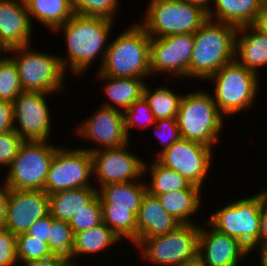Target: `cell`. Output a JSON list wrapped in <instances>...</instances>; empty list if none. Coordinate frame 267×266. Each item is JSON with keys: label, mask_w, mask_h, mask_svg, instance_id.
<instances>
[{"label": "cell", "mask_w": 267, "mask_h": 266, "mask_svg": "<svg viewBox=\"0 0 267 266\" xmlns=\"http://www.w3.org/2000/svg\"><path fill=\"white\" fill-rule=\"evenodd\" d=\"M114 22L101 17L74 14L53 31L55 35L63 32L61 35L64 36L65 52H67L65 56L58 55L67 74L72 72V74L82 77L93 64L95 65V60H99V65L102 66L110 36L114 34V32L111 33L116 24Z\"/></svg>", "instance_id": "cell-1"}, {"label": "cell", "mask_w": 267, "mask_h": 266, "mask_svg": "<svg viewBox=\"0 0 267 266\" xmlns=\"http://www.w3.org/2000/svg\"><path fill=\"white\" fill-rule=\"evenodd\" d=\"M127 28L110 38L103 64L97 71L103 76L149 81L151 37L137 22Z\"/></svg>", "instance_id": "cell-2"}, {"label": "cell", "mask_w": 267, "mask_h": 266, "mask_svg": "<svg viewBox=\"0 0 267 266\" xmlns=\"http://www.w3.org/2000/svg\"><path fill=\"white\" fill-rule=\"evenodd\" d=\"M237 27L208 19L194 32L189 63V80L209 78L225 64L235 60Z\"/></svg>", "instance_id": "cell-3"}, {"label": "cell", "mask_w": 267, "mask_h": 266, "mask_svg": "<svg viewBox=\"0 0 267 266\" xmlns=\"http://www.w3.org/2000/svg\"><path fill=\"white\" fill-rule=\"evenodd\" d=\"M182 139L212 147L218 145L225 127V117L219 112L210 91L197 88L183 93L177 114Z\"/></svg>", "instance_id": "cell-4"}, {"label": "cell", "mask_w": 267, "mask_h": 266, "mask_svg": "<svg viewBox=\"0 0 267 266\" xmlns=\"http://www.w3.org/2000/svg\"><path fill=\"white\" fill-rule=\"evenodd\" d=\"M259 76L233 60L203 82L214 84L211 96L219 112L227 119L255 106L260 89Z\"/></svg>", "instance_id": "cell-5"}, {"label": "cell", "mask_w": 267, "mask_h": 266, "mask_svg": "<svg viewBox=\"0 0 267 266\" xmlns=\"http://www.w3.org/2000/svg\"><path fill=\"white\" fill-rule=\"evenodd\" d=\"M265 202V194L260 190L255 195L243 196L214 209L206 222L220 233L237 238L251 255L258 251L260 256V214Z\"/></svg>", "instance_id": "cell-6"}, {"label": "cell", "mask_w": 267, "mask_h": 266, "mask_svg": "<svg viewBox=\"0 0 267 266\" xmlns=\"http://www.w3.org/2000/svg\"><path fill=\"white\" fill-rule=\"evenodd\" d=\"M31 45L6 52L16 64L23 91L61 94L66 89L67 74L59 55L35 50Z\"/></svg>", "instance_id": "cell-7"}, {"label": "cell", "mask_w": 267, "mask_h": 266, "mask_svg": "<svg viewBox=\"0 0 267 266\" xmlns=\"http://www.w3.org/2000/svg\"><path fill=\"white\" fill-rule=\"evenodd\" d=\"M138 23L150 37L194 33L207 20V12L185 0H149ZM140 21V22H139Z\"/></svg>", "instance_id": "cell-8"}, {"label": "cell", "mask_w": 267, "mask_h": 266, "mask_svg": "<svg viewBox=\"0 0 267 266\" xmlns=\"http://www.w3.org/2000/svg\"><path fill=\"white\" fill-rule=\"evenodd\" d=\"M200 224H181L174 231L141 239L134 247L142 261L153 266H183L198 258Z\"/></svg>", "instance_id": "cell-9"}, {"label": "cell", "mask_w": 267, "mask_h": 266, "mask_svg": "<svg viewBox=\"0 0 267 266\" xmlns=\"http://www.w3.org/2000/svg\"><path fill=\"white\" fill-rule=\"evenodd\" d=\"M51 141H24L7 167L4 183L14 190H44L50 164L60 147Z\"/></svg>", "instance_id": "cell-10"}, {"label": "cell", "mask_w": 267, "mask_h": 266, "mask_svg": "<svg viewBox=\"0 0 267 266\" xmlns=\"http://www.w3.org/2000/svg\"><path fill=\"white\" fill-rule=\"evenodd\" d=\"M91 176L92 157L89 151L78 146H60L50 164L44 191L49 195L68 189L95 188Z\"/></svg>", "instance_id": "cell-11"}, {"label": "cell", "mask_w": 267, "mask_h": 266, "mask_svg": "<svg viewBox=\"0 0 267 266\" xmlns=\"http://www.w3.org/2000/svg\"><path fill=\"white\" fill-rule=\"evenodd\" d=\"M213 152L212 147L181 138L155 159L164 167L177 171L190 184L204 189L207 174L214 164Z\"/></svg>", "instance_id": "cell-12"}, {"label": "cell", "mask_w": 267, "mask_h": 266, "mask_svg": "<svg viewBox=\"0 0 267 266\" xmlns=\"http://www.w3.org/2000/svg\"><path fill=\"white\" fill-rule=\"evenodd\" d=\"M130 145L91 152L92 177L97 190L104 185L139 181L144 177L145 158L130 152Z\"/></svg>", "instance_id": "cell-13"}, {"label": "cell", "mask_w": 267, "mask_h": 266, "mask_svg": "<svg viewBox=\"0 0 267 266\" xmlns=\"http://www.w3.org/2000/svg\"><path fill=\"white\" fill-rule=\"evenodd\" d=\"M50 96L51 93L22 91L14 100V131L24 141H50L53 137L52 113L47 103Z\"/></svg>", "instance_id": "cell-14"}, {"label": "cell", "mask_w": 267, "mask_h": 266, "mask_svg": "<svg viewBox=\"0 0 267 266\" xmlns=\"http://www.w3.org/2000/svg\"><path fill=\"white\" fill-rule=\"evenodd\" d=\"M194 47V33L171 35L164 38L151 37L150 71L156 75L189 80V63ZM163 74V75H162Z\"/></svg>", "instance_id": "cell-15"}, {"label": "cell", "mask_w": 267, "mask_h": 266, "mask_svg": "<svg viewBox=\"0 0 267 266\" xmlns=\"http://www.w3.org/2000/svg\"><path fill=\"white\" fill-rule=\"evenodd\" d=\"M85 118L75 125L73 136L89 140L96 146L81 149L91 153L99 149L118 148L130 143L131 139L125 130L123 112L100 106Z\"/></svg>", "instance_id": "cell-16"}, {"label": "cell", "mask_w": 267, "mask_h": 266, "mask_svg": "<svg viewBox=\"0 0 267 266\" xmlns=\"http://www.w3.org/2000/svg\"><path fill=\"white\" fill-rule=\"evenodd\" d=\"M201 224L198 236V259L206 266H240L243 265L242 261H246L247 256H251L248 248L237 238L220 233L206 221Z\"/></svg>", "instance_id": "cell-17"}, {"label": "cell", "mask_w": 267, "mask_h": 266, "mask_svg": "<svg viewBox=\"0 0 267 266\" xmlns=\"http://www.w3.org/2000/svg\"><path fill=\"white\" fill-rule=\"evenodd\" d=\"M49 213V195L44 190L9 189L4 228L17 236Z\"/></svg>", "instance_id": "cell-18"}, {"label": "cell", "mask_w": 267, "mask_h": 266, "mask_svg": "<svg viewBox=\"0 0 267 266\" xmlns=\"http://www.w3.org/2000/svg\"><path fill=\"white\" fill-rule=\"evenodd\" d=\"M32 27L26 3L0 0V44L6 50L32 44Z\"/></svg>", "instance_id": "cell-19"}, {"label": "cell", "mask_w": 267, "mask_h": 266, "mask_svg": "<svg viewBox=\"0 0 267 266\" xmlns=\"http://www.w3.org/2000/svg\"><path fill=\"white\" fill-rule=\"evenodd\" d=\"M181 223L168 214L157 196L146 192L137 215V243L174 231Z\"/></svg>", "instance_id": "cell-20"}, {"label": "cell", "mask_w": 267, "mask_h": 266, "mask_svg": "<svg viewBox=\"0 0 267 266\" xmlns=\"http://www.w3.org/2000/svg\"><path fill=\"white\" fill-rule=\"evenodd\" d=\"M235 60L259 75L260 70L264 66L267 67V34L252 25L238 27L235 38Z\"/></svg>", "instance_id": "cell-21"}, {"label": "cell", "mask_w": 267, "mask_h": 266, "mask_svg": "<svg viewBox=\"0 0 267 266\" xmlns=\"http://www.w3.org/2000/svg\"><path fill=\"white\" fill-rule=\"evenodd\" d=\"M95 74L98 81L102 80V91L108 99V101L105 99L106 102L104 101L100 106L124 112L143 96V89L147 82L146 79L114 78L103 76L98 71Z\"/></svg>", "instance_id": "cell-22"}, {"label": "cell", "mask_w": 267, "mask_h": 266, "mask_svg": "<svg viewBox=\"0 0 267 266\" xmlns=\"http://www.w3.org/2000/svg\"><path fill=\"white\" fill-rule=\"evenodd\" d=\"M144 178L145 176L139 181L101 186L97 190L101 208H129L138 215L141 201L147 192Z\"/></svg>", "instance_id": "cell-23"}, {"label": "cell", "mask_w": 267, "mask_h": 266, "mask_svg": "<svg viewBox=\"0 0 267 266\" xmlns=\"http://www.w3.org/2000/svg\"><path fill=\"white\" fill-rule=\"evenodd\" d=\"M154 196H157L164 210L181 224H199L192 218L198 210H202L200 208L203 206V197L200 187L191 185L188 189Z\"/></svg>", "instance_id": "cell-24"}, {"label": "cell", "mask_w": 267, "mask_h": 266, "mask_svg": "<svg viewBox=\"0 0 267 266\" xmlns=\"http://www.w3.org/2000/svg\"><path fill=\"white\" fill-rule=\"evenodd\" d=\"M121 241L122 240L103 222L93 228L76 233L72 251V266H80V264L77 263L80 257L82 259L84 255L94 257L97 256L95 254L101 252L107 253L108 249L112 246L116 247V245H120L119 242Z\"/></svg>", "instance_id": "cell-25"}, {"label": "cell", "mask_w": 267, "mask_h": 266, "mask_svg": "<svg viewBox=\"0 0 267 266\" xmlns=\"http://www.w3.org/2000/svg\"><path fill=\"white\" fill-rule=\"evenodd\" d=\"M263 0H214L208 19L242 27L251 25Z\"/></svg>", "instance_id": "cell-26"}, {"label": "cell", "mask_w": 267, "mask_h": 266, "mask_svg": "<svg viewBox=\"0 0 267 266\" xmlns=\"http://www.w3.org/2000/svg\"><path fill=\"white\" fill-rule=\"evenodd\" d=\"M25 3L32 26L36 20L52 33L74 15L72 0H27Z\"/></svg>", "instance_id": "cell-27"}, {"label": "cell", "mask_w": 267, "mask_h": 266, "mask_svg": "<svg viewBox=\"0 0 267 266\" xmlns=\"http://www.w3.org/2000/svg\"><path fill=\"white\" fill-rule=\"evenodd\" d=\"M97 195L96 188H76L49 194L50 215L70 222Z\"/></svg>", "instance_id": "cell-28"}, {"label": "cell", "mask_w": 267, "mask_h": 266, "mask_svg": "<svg viewBox=\"0 0 267 266\" xmlns=\"http://www.w3.org/2000/svg\"><path fill=\"white\" fill-rule=\"evenodd\" d=\"M147 163V160H145L144 175L148 174L149 177L147 178L149 180H144L147 182V192L151 195H161L168 192L188 189L192 185L177 171L164 167L155 158L150 163Z\"/></svg>", "instance_id": "cell-29"}, {"label": "cell", "mask_w": 267, "mask_h": 266, "mask_svg": "<svg viewBox=\"0 0 267 266\" xmlns=\"http://www.w3.org/2000/svg\"><path fill=\"white\" fill-rule=\"evenodd\" d=\"M149 85V82H146L143 96L148 101L155 120L177 118L182 92L179 94L173 91L169 85L157 86L155 89Z\"/></svg>", "instance_id": "cell-30"}, {"label": "cell", "mask_w": 267, "mask_h": 266, "mask_svg": "<svg viewBox=\"0 0 267 266\" xmlns=\"http://www.w3.org/2000/svg\"><path fill=\"white\" fill-rule=\"evenodd\" d=\"M102 220L122 241L137 244V215L129 208H102Z\"/></svg>", "instance_id": "cell-31"}, {"label": "cell", "mask_w": 267, "mask_h": 266, "mask_svg": "<svg viewBox=\"0 0 267 266\" xmlns=\"http://www.w3.org/2000/svg\"><path fill=\"white\" fill-rule=\"evenodd\" d=\"M74 238L75 235L69 222L52 217L47 244L54 255L60 256L67 261L68 266H72Z\"/></svg>", "instance_id": "cell-32"}, {"label": "cell", "mask_w": 267, "mask_h": 266, "mask_svg": "<svg viewBox=\"0 0 267 266\" xmlns=\"http://www.w3.org/2000/svg\"><path fill=\"white\" fill-rule=\"evenodd\" d=\"M120 0H72V10L76 15L101 17L117 21L121 8ZM117 15V16H116Z\"/></svg>", "instance_id": "cell-33"}, {"label": "cell", "mask_w": 267, "mask_h": 266, "mask_svg": "<svg viewBox=\"0 0 267 266\" xmlns=\"http://www.w3.org/2000/svg\"><path fill=\"white\" fill-rule=\"evenodd\" d=\"M22 91L16 64L4 54L0 59V100L13 103Z\"/></svg>", "instance_id": "cell-34"}, {"label": "cell", "mask_w": 267, "mask_h": 266, "mask_svg": "<svg viewBox=\"0 0 267 266\" xmlns=\"http://www.w3.org/2000/svg\"><path fill=\"white\" fill-rule=\"evenodd\" d=\"M124 125L128 137L131 139V129L139 130L151 128L156 120L149 107L148 101L142 96L123 112Z\"/></svg>", "instance_id": "cell-35"}, {"label": "cell", "mask_w": 267, "mask_h": 266, "mask_svg": "<svg viewBox=\"0 0 267 266\" xmlns=\"http://www.w3.org/2000/svg\"><path fill=\"white\" fill-rule=\"evenodd\" d=\"M18 264L54 256L47 242L22 233L16 236Z\"/></svg>", "instance_id": "cell-36"}, {"label": "cell", "mask_w": 267, "mask_h": 266, "mask_svg": "<svg viewBox=\"0 0 267 266\" xmlns=\"http://www.w3.org/2000/svg\"><path fill=\"white\" fill-rule=\"evenodd\" d=\"M103 222L102 208L98 194L69 222L74 235L84 230L93 228Z\"/></svg>", "instance_id": "cell-37"}, {"label": "cell", "mask_w": 267, "mask_h": 266, "mask_svg": "<svg viewBox=\"0 0 267 266\" xmlns=\"http://www.w3.org/2000/svg\"><path fill=\"white\" fill-rule=\"evenodd\" d=\"M151 128L154 130V135L160 140L158 145L161 149L156 152L157 156L181 139L176 118L156 120Z\"/></svg>", "instance_id": "cell-38"}, {"label": "cell", "mask_w": 267, "mask_h": 266, "mask_svg": "<svg viewBox=\"0 0 267 266\" xmlns=\"http://www.w3.org/2000/svg\"><path fill=\"white\" fill-rule=\"evenodd\" d=\"M24 140L13 130L0 133V168L8 167L14 160Z\"/></svg>", "instance_id": "cell-39"}, {"label": "cell", "mask_w": 267, "mask_h": 266, "mask_svg": "<svg viewBox=\"0 0 267 266\" xmlns=\"http://www.w3.org/2000/svg\"><path fill=\"white\" fill-rule=\"evenodd\" d=\"M0 266H19L16 235L5 228H0Z\"/></svg>", "instance_id": "cell-40"}, {"label": "cell", "mask_w": 267, "mask_h": 266, "mask_svg": "<svg viewBox=\"0 0 267 266\" xmlns=\"http://www.w3.org/2000/svg\"><path fill=\"white\" fill-rule=\"evenodd\" d=\"M52 224L50 213L34 222L26 232L29 236L47 242Z\"/></svg>", "instance_id": "cell-41"}, {"label": "cell", "mask_w": 267, "mask_h": 266, "mask_svg": "<svg viewBox=\"0 0 267 266\" xmlns=\"http://www.w3.org/2000/svg\"><path fill=\"white\" fill-rule=\"evenodd\" d=\"M14 130V107L9 101L0 100V133Z\"/></svg>", "instance_id": "cell-42"}, {"label": "cell", "mask_w": 267, "mask_h": 266, "mask_svg": "<svg viewBox=\"0 0 267 266\" xmlns=\"http://www.w3.org/2000/svg\"><path fill=\"white\" fill-rule=\"evenodd\" d=\"M260 255H267V202L262 205L260 214Z\"/></svg>", "instance_id": "cell-43"}, {"label": "cell", "mask_w": 267, "mask_h": 266, "mask_svg": "<svg viewBox=\"0 0 267 266\" xmlns=\"http://www.w3.org/2000/svg\"><path fill=\"white\" fill-rule=\"evenodd\" d=\"M20 266H68L67 261L57 255L45 259L21 262Z\"/></svg>", "instance_id": "cell-44"}, {"label": "cell", "mask_w": 267, "mask_h": 266, "mask_svg": "<svg viewBox=\"0 0 267 266\" xmlns=\"http://www.w3.org/2000/svg\"><path fill=\"white\" fill-rule=\"evenodd\" d=\"M259 31L267 34V0H263L254 22L251 24Z\"/></svg>", "instance_id": "cell-45"}, {"label": "cell", "mask_w": 267, "mask_h": 266, "mask_svg": "<svg viewBox=\"0 0 267 266\" xmlns=\"http://www.w3.org/2000/svg\"><path fill=\"white\" fill-rule=\"evenodd\" d=\"M9 188L6 184L2 183L0 185V228H4L6 222L7 214V202H8Z\"/></svg>", "instance_id": "cell-46"}, {"label": "cell", "mask_w": 267, "mask_h": 266, "mask_svg": "<svg viewBox=\"0 0 267 266\" xmlns=\"http://www.w3.org/2000/svg\"><path fill=\"white\" fill-rule=\"evenodd\" d=\"M185 1H188L189 3L202 7L206 12L210 10L211 6L213 5L212 2H214V0H185Z\"/></svg>", "instance_id": "cell-47"}, {"label": "cell", "mask_w": 267, "mask_h": 266, "mask_svg": "<svg viewBox=\"0 0 267 266\" xmlns=\"http://www.w3.org/2000/svg\"><path fill=\"white\" fill-rule=\"evenodd\" d=\"M183 266H206L203 264L198 258L192 262L187 263L186 265Z\"/></svg>", "instance_id": "cell-48"}, {"label": "cell", "mask_w": 267, "mask_h": 266, "mask_svg": "<svg viewBox=\"0 0 267 266\" xmlns=\"http://www.w3.org/2000/svg\"><path fill=\"white\" fill-rule=\"evenodd\" d=\"M258 261H260V266H267V255H260Z\"/></svg>", "instance_id": "cell-49"}, {"label": "cell", "mask_w": 267, "mask_h": 266, "mask_svg": "<svg viewBox=\"0 0 267 266\" xmlns=\"http://www.w3.org/2000/svg\"><path fill=\"white\" fill-rule=\"evenodd\" d=\"M7 50L0 44V59L6 54Z\"/></svg>", "instance_id": "cell-50"}, {"label": "cell", "mask_w": 267, "mask_h": 266, "mask_svg": "<svg viewBox=\"0 0 267 266\" xmlns=\"http://www.w3.org/2000/svg\"><path fill=\"white\" fill-rule=\"evenodd\" d=\"M262 191L264 192L265 194V197H266V202H267V188H265L264 190L262 189Z\"/></svg>", "instance_id": "cell-51"}]
</instances>
